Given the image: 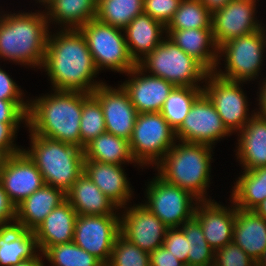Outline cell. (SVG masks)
<instances>
[{"instance_id":"obj_18","label":"cell","mask_w":266,"mask_h":266,"mask_svg":"<svg viewBox=\"0 0 266 266\" xmlns=\"http://www.w3.org/2000/svg\"><path fill=\"white\" fill-rule=\"evenodd\" d=\"M136 65L131 69L126 80L121 84L128 92L131 103L139 113L160 112L170 92L175 87L161 77L147 75Z\"/></svg>"},{"instance_id":"obj_51","label":"cell","mask_w":266,"mask_h":266,"mask_svg":"<svg viewBox=\"0 0 266 266\" xmlns=\"http://www.w3.org/2000/svg\"><path fill=\"white\" fill-rule=\"evenodd\" d=\"M256 266H266V250L260 256V258L256 261Z\"/></svg>"},{"instance_id":"obj_2","label":"cell","mask_w":266,"mask_h":266,"mask_svg":"<svg viewBox=\"0 0 266 266\" xmlns=\"http://www.w3.org/2000/svg\"><path fill=\"white\" fill-rule=\"evenodd\" d=\"M53 91L51 95H43L29 101L27 126L35 135L81 148L83 92Z\"/></svg>"},{"instance_id":"obj_25","label":"cell","mask_w":266,"mask_h":266,"mask_svg":"<svg viewBox=\"0 0 266 266\" xmlns=\"http://www.w3.org/2000/svg\"><path fill=\"white\" fill-rule=\"evenodd\" d=\"M78 215H118L119 208L83 173L65 193Z\"/></svg>"},{"instance_id":"obj_1","label":"cell","mask_w":266,"mask_h":266,"mask_svg":"<svg viewBox=\"0 0 266 266\" xmlns=\"http://www.w3.org/2000/svg\"><path fill=\"white\" fill-rule=\"evenodd\" d=\"M43 67L50 77L52 90L92 94L103 84L94 82L93 77L99 71L79 29H61L56 35L49 33Z\"/></svg>"},{"instance_id":"obj_34","label":"cell","mask_w":266,"mask_h":266,"mask_svg":"<svg viewBox=\"0 0 266 266\" xmlns=\"http://www.w3.org/2000/svg\"><path fill=\"white\" fill-rule=\"evenodd\" d=\"M180 228L188 240L187 264L193 266H213L215 251L206 241L200 223L193 217Z\"/></svg>"},{"instance_id":"obj_45","label":"cell","mask_w":266,"mask_h":266,"mask_svg":"<svg viewBox=\"0 0 266 266\" xmlns=\"http://www.w3.org/2000/svg\"><path fill=\"white\" fill-rule=\"evenodd\" d=\"M15 218L16 206L10 201L7 193L0 183V227L15 225Z\"/></svg>"},{"instance_id":"obj_36","label":"cell","mask_w":266,"mask_h":266,"mask_svg":"<svg viewBox=\"0 0 266 266\" xmlns=\"http://www.w3.org/2000/svg\"><path fill=\"white\" fill-rule=\"evenodd\" d=\"M106 132L103 110L100 102L89 93L83 92V110L80 119L81 148L94 138Z\"/></svg>"},{"instance_id":"obj_6","label":"cell","mask_w":266,"mask_h":266,"mask_svg":"<svg viewBox=\"0 0 266 266\" xmlns=\"http://www.w3.org/2000/svg\"><path fill=\"white\" fill-rule=\"evenodd\" d=\"M137 65L150 75L161 77L181 87H202L198 82L206 79L209 71L193 56L185 53L168 37Z\"/></svg>"},{"instance_id":"obj_4","label":"cell","mask_w":266,"mask_h":266,"mask_svg":"<svg viewBox=\"0 0 266 266\" xmlns=\"http://www.w3.org/2000/svg\"><path fill=\"white\" fill-rule=\"evenodd\" d=\"M180 143H175L156 165L158 175L166 182L189 191L198 201L210 200L206 198V191L210 183L212 147Z\"/></svg>"},{"instance_id":"obj_43","label":"cell","mask_w":266,"mask_h":266,"mask_svg":"<svg viewBox=\"0 0 266 266\" xmlns=\"http://www.w3.org/2000/svg\"><path fill=\"white\" fill-rule=\"evenodd\" d=\"M19 124L20 123L0 122V153L6 157L23 151V148H18L16 144L13 143Z\"/></svg>"},{"instance_id":"obj_20","label":"cell","mask_w":266,"mask_h":266,"mask_svg":"<svg viewBox=\"0 0 266 266\" xmlns=\"http://www.w3.org/2000/svg\"><path fill=\"white\" fill-rule=\"evenodd\" d=\"M84 173L119 209L126 207L133 191L122 165L84 160Z\"/></svg>"},{"instance_id":"obj_14","label":"cell","mask_w":266,"mask_h":266,"mask_svg":"<svg viewBox=\"0 0 266 266\" xmlns=\"http://www.w3.org/2000/svg\"><path fill=\"white\" fill-rule=\"evenodd\" d=\"M255 11L256 0H231L213 12L211 26L216 45L219 47L228 40L264 27L255 18Z\"/></svg>"},{"instance_id":"obj_35","label":"cell","mask_w":266,"mask_h":266,"mask_svg":"<svg viewBox=\"0 0 266 266\" xmlns=\"http://www.w3.org/2000/svg\"><path fill=\"white\" fill-rule=\"evenodd\" d=\"M212 13L199 0H181L166 30L212 28Z\"/></svg>"},{"instance_id":"obj_29","label":"cell","mask_w":266,"mask_h":266,"mask_svg":"<svg viewBox=\"0 0 266 266\" xmlns=\"http://www.w3.org/2000/svg\"><path fill=\"white\" fill-rule=\"evenodd\" d=\"M44 5L47 20L61 24V29H79L96 18L97 0H48Z\"/></svg>"},{"instance_id":"obj_33","label":"cell","mask_w":266,"mask_h":266,"mask_svg":"<svg viewBox=\"0 0 266 266\" xmlns=\"http://www.w3.org/2000/svg\"><path fill=\"white\" fill-rule=\"evenodd\" d=\"M203 93L202 87L175 86L160 113L176 131L188 115L194 101Z\"/></svg>"},{"instance_id":"obj_48","label":"cell","mask_w":266,"mask_h":266,"mask_svg":"<svg viewBox=\"0 0 266 266\" xmlns=\"http://www.w3.org/2000/svg\"><path fill=\"white\" fill-rule=\"evenodd\" d=\"M211 13L221 9L231 0H199Z\"/></svg>"},{"instance_id":"obj_21","label":"cell","mask_w":266,"mask_h":266,"mask_svg":"<svg viewBox=\"0 0 266 266\" xmlns=\"http://www.w3.org/2000/svg\"><path fill=\"white\" fill-rule=\"evenodd\" d=\"M78 214L65 200L54 208L33 231L42 254L51 246L73 242Z\"/></svg>"},{"instance_id":"obj_8","label":"cell","mask_w":266,"mask_h":266,"mask_svg":"<svg viewBox=\"0 0 266 266\" xmlns=\"http://www.w3.org/2000/svg\"><path fill=\"white\" fill-rule=\"evenodd\" d=\"M175 139V130L160 112L139 113L129 139L136 164L156 166L177 143Z\"/></svg>"},{"instance_id":"obj_17","label":"cell","mask_w":266,"mask_h":266,"mask_svg":"<svg viewBox=\"0 0 266 266\" xmlns=\"http://www.w3.org/2000/svg\"><path fill=\"white\" fill-rule=\"evenodd\" d=\"M125 208L120 217V233L148 253L162 246L168 227L143 204Z\"/></svg>"},{"instance_id":"obj_15","label":"cell","mask_w":266,"mask_h":266,"mask_svg":"<svg viewBox=\"0 0 266 266\" xmlns=\"http://www.w3.org/2000/svg\"><path fill=\"white\" fill-rule=\"evenodd\" d=\"M0 183L15 206L45 185L39 169L24 151L5 157Z\"/></svg>"},{"instance_id":"obj_7","label":"cell","mask_w":266,"mask_h":266,"mask_svg":"<svg viewBox=\"0 0 266 266\" xmlns=\"http://www.w3.org/2000/svg\"><path fill=\"white\" fill-rule=\"evenodd\" d=\"M85 37L98 71L111 69L128 73L137 63L130 56L124 29L105 24L96 18L79 28Z\"/></svg>"},{"instance_id":"obj_39","label":"cell","mask_w":266,"mask_h":266,"mask_svg":"<svg viewBox=\"0 0 266 266\" xmlns=\"http://www.w3.org/2000/svg\"><path fill=\"white\" fill-rule=\"evenodd\" d=\"M213 266H256V262L232 241L215 252Z\"/></svg>"},{"instance_id":"obj_52","label":"cell","mask_w":266,"mask_h":266,"mask_svg":"<svg viewBox=\"0 0 266 266\" xmlns=\"http://www.w3.org/2000/svg\"><path fill=\"white\" fill-rule=\"evenodd\" d=\"M5 155H3L2 153H0V170H1V166H2V163H3V160L5 159Z\"/></svg>"},{"instance_id":"obj_38","label":"cell","mask_w":266,"mask_h":266,"mask_svg":"<svg viewBox=\"0 0 266 266\" xmlns=\"http://www.w3.org/2000/svg\"><path fill=\"white\" fill-rule=\"evenodd\" d=\"M106 266H150L149 253L141 250L120 233Z\"/></svg>"},{"instance_id":"obj_46","label":"cell","mask_w":266,"mask_h":266,"mask_svg":"<svg viewBox=\"0 0 266 266\" xmlns=\"http://www.w3.org/2000/svg\"><path fill=\"white\" fill-rule=\"evenodd\" d=\"M150 266H182L184 263L171 254L164 245L149 253Z\"/></svg>"},{"instance_id":"obj_40","label":"cell","mask_w":266,"mask_h":266,"mask_svg":"<svg viewBox=\"0 0 266 266\" xmlns=\"http://www.w3.org/2000/svg\"><path fill=\"white\" fill-rule=\"evenodd\" d=\"M180 2L181 0H144V13L167 27Z\"/></svg>"},{"instance_id":"obj_9","label":"cell","mask_w":266,"mask_h":266,"mask_svg":"<svg viewBox=\"0 0 266 266\" xmlns=\"http://www.w3.org/2000/svg\"><path fill=\"white\" fill-rule=\"evenodd\" d=\"M266 47V30L261 29L245 36L235 37L218 48V58L225 57L226 71H213L217 76L238 82L258 77ZM225 54V55H223Z\"/></svg>"},{"instance_id":"obj_27","label":"cell","mask_w":266,"mask_h":266,"mask_svg":"<svg viewBox=\"0 0 266 266\" xmlns=\"http://www.w3.org/2000/svg\"><path fill=\"white\" fill-rule=\"evenodd\" d=\"M232 241L256 262L266 250V220L253 210L236 208Z\"/></svg>"},{"instance_id":"obj_19","label":"cell","mask_w":266,"mask_h":266,"mask_svg":"<svg viewBox=\"0 0 266 266\" xmlns=\"http://www.w3.org/2000/svg\"><path fill=\"white\" fill-rule=\"evenodd\" d=\"M235 216V205L227 208L211 199L198 201L194 211V218L200 223L206 241L215 252L232 242Z\"/></svg>"},{"instance_id":"obj_49","label":"cell","mask_w":266,"mask_h":266,"mask_svg":"<svg viewBox=\"0 0 266 266\" xmlns=\"http://www.w3.org/2000/svg\"><path fill=\"white\" fill-rule=\"evenodd\" d=\"M42 257L44 256L37 255L35 258L21 261L20 263L13 265V266H44Z\"/></svg>"},{"instance_id":"obj_23","label":"cell","mask_w":266,"mask_h":266,"mask_svg":"<svg viewBox=\"0 0 266 266\" xmlns=\"http://www.w3.org/2000/svg\"><path fill=\"white\" fill-rule=\"evenodd\" d=\"M166 33V37L198 60L209 72L218 67L219 47L215 43L212 28L166 30Z\"/></svg>"},{"instance_id":"obj_53","label":"cell","mask_w":266,"mask_h":266,"mask_svg":"<svg viewBox=\"0 0 266 266\" xmlns=\"http://www.w3.org/2000/svg\"><path fill=\"white\" fill-rule=\"evenodd\" d=\"M39 1V3L45 4L48 0H37V2Z\"/></svg>"},{"instance_id":"obj_5","label":"cell","mask_w":266,"mask_h":266,"mask_svg":"<svg viewBox=\"0 0 266 266\" xmlns=\"http://www.w3.org/2000/svg\"><path fill=\"white\" fill-rule=\"evenodd\" d=\"M31 133L30 149H23L35 163L45 185L66 193L84 173L83 149L68 143Z\"/></svg>"},{"instance_id":"obj_32","label":"cell","mask_w":266,"mask_h":266,"mask_svg":"<svg viewBox=\"0 0 266 266\" xmlns=\"http://www.w3.org/2000/svg\"><path fill=\"white\" fill-rule=\"evenodd\" d=\"M142 13L144 0H97L96 19L121 29Z\"/></svg>"},{"instance_id":"obj_11","label":"cell","mask_w":266,"mask_h":266,"mask_svg":"<svg viewBox=\"0 0 266 266\" xmlns=\"http://www.w3.org/2000/svg\"><path fill=\"white\" fill-rule=\"evenodd\" d=\"M203 82L207 84L203 92L213 102L227 129L232 133L240 131L253 115L248 114V102L241 88L243 82L223 79L214 72H209Z\"/></svg>"},{"instance_id":"obj_13","label":"cell","mask_w":266,"mask_h":266,"mask_svg":"<svg viewBox=\"0 0 266 266\" xmlns=\"http://www.w3.org/2000/svg\"><path fill=\"white\" fill-rule=\"evenodd\" d=\"M232 133L217 113L213 102L203 92L192 104L181 126L175 131L177 142L205 144L212 147L215 141Z\"/></svg>"},{"instance_id":"obj_3","label":"cell","mask_w":266,"mask_h":266,"mask_svg":"<svg viewBox=\"0 0 266 266\" xmlns=\"http://www.w3.org/2000/svg\"><path fill=\"white\" fill-rule=\"evenodd\" d=\"M0 57L42 68L47 48L49 24L45 12L1 14Z\"/></svg>"},{"instance_id":"obj_10","label":"cell","mask_w":266,"mask_h":266,"mask_svg":"<svg viewBox=\"0 0 266 266\" xmlns=\"http://www.w3.org/2000/svg\"><path fill=\"white\" fill-rule=\"evenodd\" d=\"M145 192L148 201L143 205L168 228L181 227L194 217L198 199L189 191L166 182L159 175L148 184Z\"/></svg>"},{"instance_id":"obj_47","label":"cell","mask_w":266,"mask_h":266,"mask_svg":"<svg viewBox=\"0 0 266 266\" xmlns=\"http://www.w3.org/2000/svg\"><path fill=\"white\" fill-rule=\"evenodd\" d=\"M263 81H264V82H262L263 85H261V87H260L259 99H258V101H260L258 104V105H260L259 106L260 111H258L256 113L259 116L266 118V79L265 80L263 79Z\"/></svg>"},{"instance_id":"obj_41","label":"cell","mask_w":266,"mask_h":266,"mask_svg":"<svg viewBox=\"0 0 266 266\" xmlns=\"http://www.w3.org/2000/svg\"><path fill=\"white\" fill-rule=\"evenodd\" d=\"M29 101L24 100H0V122L21 123L27 125Z\"/></svg>"},{"instance_id":"obj_22","label":"cell","mask_w":266,"mask_h":266,"mask_svg":"<svg viewBox=\"0 0 266 266\" xmlns=\"http://www.w3.org/2000/svg\"><path fill=\"white\" fill-rule=\"evenodd\" d=\"M65 200V193L61 189L44 185L16 206L15 225L34 231Z\"/></svg>"},{"instance_id":"obj_37","label":"cell","mask_w":266,"mask_h":266,"mask_svg":"<svg viewBox=\"0 0 266 266\" xmlns=\"http://www.w3.org/2000/svg\"><path fill=\"white\" fill-rule=\"evenodd\" d=\"M41 255L46 257L52 266H105L74 242L51 246Z\"/></svg>"},{"instance_id":"obj_30","label":"cell","mask_w":266,"mask_h":266,"mask_svg":"<svg viewBox=\"0 0 266 266\" xmlns=\"http://www.w3.org/2000/svg\"><path fill=\"white\" fill-rule=\"evenodd\" d=\"M85 160L123 165L136 163L132 156L129 141L110 133L100 134L88 143L84 149Z\"/></svg>"},{"instance_id":"obj_42","label":"cell","mask_w":266,"mask_h":266,"mask_svg":"<svg viewBox=\"0 0 266 266\" xmlns=\"http://www.w3.org/2000/svg\"><path fill=\"white\" fill-rule=\"evenodd\" d=\"M163 245L176 258L187 264L188 240L180 228H168Z\"/></svg>"},{"instance_id":"obj_28","label":"cell","mask_w":266,"mask_h":266,"mask_svg":"<svg viewBox=\"0 0 266 266\" xmlns=\"http://www.w3.org/2000/svg\"><path fill=\"white\" fill-rule=\"evenodd\" d=\"M38 250L37 239L32 230L21 229L17 225L0 227L1 266H13L21 261L35 258L40 255Z\"/></svg>"},{"instance_id":"obj_12","label":"cell","mask_w":266,"mask_h":266,"mask_svg":"<svg viewBox=\"0 0 266 266\" xmlns=\"http://www.w3.org/2000/svg\"><path fill=\"white\" fill-rule=\"evenodd\" d=\"M120 217L117 215H78L73 242L106 266L115 240L120 234Z\"/></svg>"},{"instance_id":"obj_26","label":"cell","mask_w":266,"mask_h":266,"mask_svg":"<svg viewBox=\"0 0 266 266\" xmlns=\"http://www.w3.org/2000/svg\"><path fill=\"white\" fill-rule=\"evenodd\" d=\"M165 32L166 27L149 15L142 13L136 16L124 28L127 47L133 60L138 63L152 52L165 38L162 37Z\"/></svg>"},{"instance_id":"obj_16","label":"cell","mask_w":266,"mask_h":266,"mask_svg":"<svg viewBox=\"0 0 266 266\" xmlns=\"http://www.w3.org/2000/svg\"><path fill=\"white\" fill-rule=\"evenodd\" d=\"M92 95L102 107L106 132L129 141L138 112L128 92L122 85L116 89L103 83Z\"/></svg>"},{"instance_id":"obj_31","label":"cell","mask_w":266,"mask_h":266,"mask_svg":"<svg viewBox=\"0 0 266 266\" xmlns=\"http://www.w3.org/2000/svg\"><path fill=\"white\" fill-rule=\"evenodd\" d=\"M234 184L231 203L238 209L253 210L266 199V166L244 170Z\"/></svg>"},{"instance_id":"obj_50","label":"cell","mask_w":266,"mask_h":266,"mask_svg":"<svg viewBox=\"0 0 266 266\" xmlns=\"http://www.w3.org/2000/svg\"><path fill=\"white\" fill-rule=\"evenodd\" d=\"M253 211L260 217L266 220V199L260 202Z\"/></svg>"},{"instance_id":"obj_54","label":"cell","mask_w":266,"mask_h":266,"mask_svg":"<svg viewBox=\"0 0 266 266\" xmlns=\"http://www.w3.org/2000/svg\"><path fill=\"white\" fill-rule=\"evenodd\" d=\"M182 266H193V265H190V264H183Z\"/></svg>"},{"instance_id":"obj_44","label":"cell","mask_w":266,"mask_h":266,"mask_svg":"<svg viewBox=\"0 0 266 266\" xmlns=\"http://www.w3.org/2000/svg\"><path fill=\"white\" fill-rule=\"evenodd\" d=\"M20 89L10 75L0 68V100H24Z\"/></svg>"},{"instance_id":"obj_24","label":"cell","mask_w":266,"mask_h":266,"mask_svg":"<svg viewBox=\"0 0 266 266\" xmlns=\"http://www.w3.org/2000/svg\"><path fill=\"white\" fill-rule=\"evenodd\" d=\"M237 159L244 170L266 166V118L256 112L238 132Z\"/></svg>"}]
</instances>
